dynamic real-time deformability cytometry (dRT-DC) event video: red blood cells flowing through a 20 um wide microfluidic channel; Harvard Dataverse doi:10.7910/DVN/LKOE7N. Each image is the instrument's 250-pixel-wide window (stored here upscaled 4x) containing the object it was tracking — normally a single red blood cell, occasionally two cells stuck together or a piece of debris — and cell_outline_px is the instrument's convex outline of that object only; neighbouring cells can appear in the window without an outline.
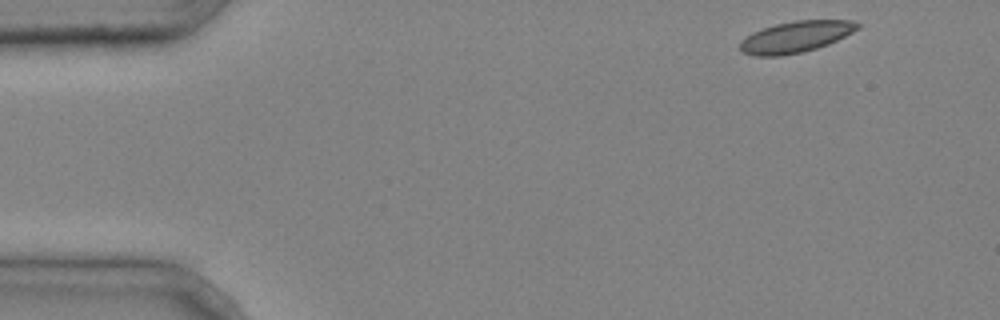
{"species": "common noctule bat (a hibernating species)", "species_latin": "Nyctalus noctula", "temperature_condition": "cold", "stored_images_in_passage": 4, "segment_of_instrument_passage": [2, 2], "camera_frame_rate_fps": 3000, "um_per_image_px": 0.085, "animal": {"sex": "male", "body_mass_g": 20.4}, "frame": {"image": 1, "passage_image": 4, "time_ms": 1.0, "image_size_px": [1000, 320], "cell_outline_px": [[860, 28], [828, 44], [816, 48], [800, 52], [780, 56], [756, 56], [744, 52], [740, 48], [740, 40], [752, 32], [776, 24], [796, 20], [852, 20], [860, 24]], "centroid_in_image_um": [67.63, 3.12], "position_along_channel_um": 17.4, "area_um2": 21.21}}